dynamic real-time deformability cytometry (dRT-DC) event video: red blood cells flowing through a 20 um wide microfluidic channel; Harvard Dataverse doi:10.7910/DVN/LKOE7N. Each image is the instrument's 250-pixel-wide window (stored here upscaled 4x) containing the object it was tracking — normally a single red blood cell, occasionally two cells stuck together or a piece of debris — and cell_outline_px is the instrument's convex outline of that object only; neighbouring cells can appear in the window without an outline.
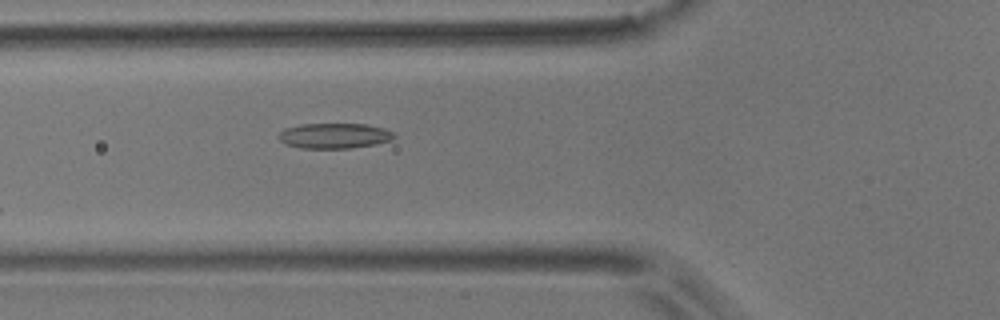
{"species": "common noctule bat (a hibernating species)", "species_latin": "Nyctalus noctula", "temperature_condition": "room temperature", "stored_images_in_passage": 24, "camera_frame_rate_fps": 3000, "um_per_image_px": 0.085, "animal": {"sex": "male", "body_mass_g": 17.9}, "frame": {"image": 1, "passage_image": 20, "time_ms": 6.333, "image_size_px": [1000, 320], "cell_outline_px": [[396, 136], [392, 140], [376, 144], [352, 148], [300, 148], [284, 144], [276, 136], [284, 128], [300, 124], [368, 124], [384, 128], [392, 132]], "centroid_in_image_um": [28.4, 11.54], "position_along_channel_um": 97.4, "area_um2": 17.22}}
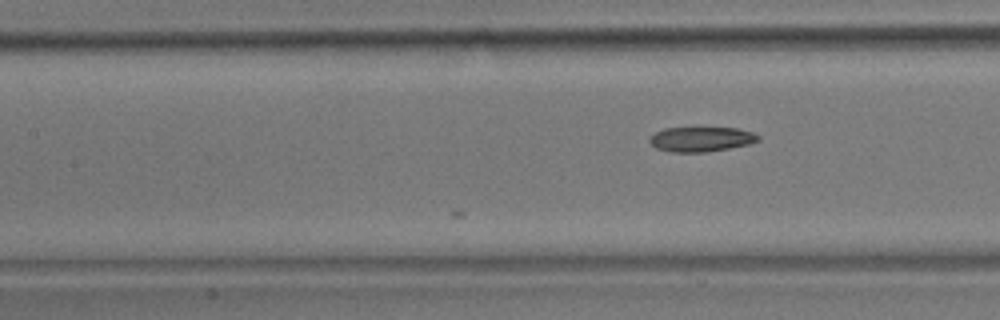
{"frame": {"image": 2, "passage_image": 24, "time_ms": 7.667, "image_size_px": [1000, 320], "cell_outline_px": [[760, 140], [748, 144], [708, 152], [672, 152], [656, 148], [648, 140], [656, 132], [664, 128], [736, 128], [752, 132], [760, 136]], "centroid_in_image_um": [59.6, 11.83], "position_along_channel_um": 147.8, "area_um2": 15.55}}